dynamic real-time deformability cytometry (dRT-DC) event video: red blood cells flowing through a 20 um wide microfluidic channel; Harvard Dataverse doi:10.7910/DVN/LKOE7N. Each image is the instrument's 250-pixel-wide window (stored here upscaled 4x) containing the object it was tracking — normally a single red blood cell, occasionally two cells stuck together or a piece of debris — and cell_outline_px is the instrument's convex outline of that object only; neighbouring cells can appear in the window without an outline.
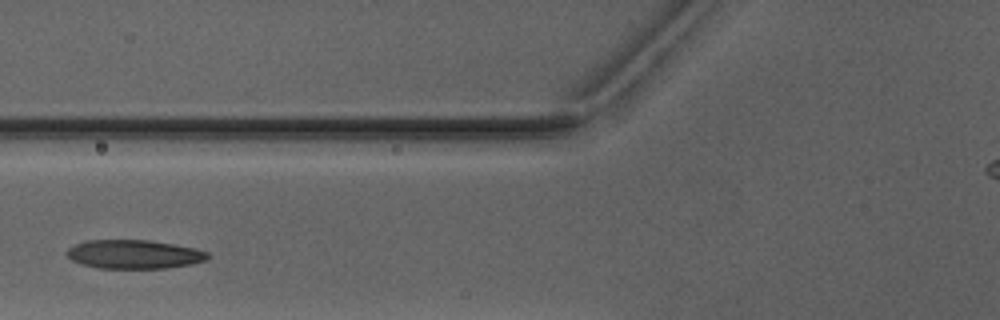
{"species": "Egyptian fruit bat (a non-hibernating species)", "species_latin": "Rousettus aegyptiacus", "temperature_condition": "warm", "stored_images_in_passage": 3, "camera_frame_rate_fps": 3000, "um_per_image_px": 0.085, "animal": {"sex": "male"}, "frame": {"image": 1, "passage_image": 3, "time_ms": 2.333, "image_size_px": [1000, 320], "cell_outline_px": [[208, 256], [204, 260], [192, 264], [168, 268], [96, 268], [80, 264], [72, 260], [64, 252], [68, 248], [76, 244], [88, 240], [148, 240], [196, 248], [208, 252]], "centroid_in_image_um": [11.36, 21.62], "position_along_channel_um": 114.4, "area_um2": 23.64}}